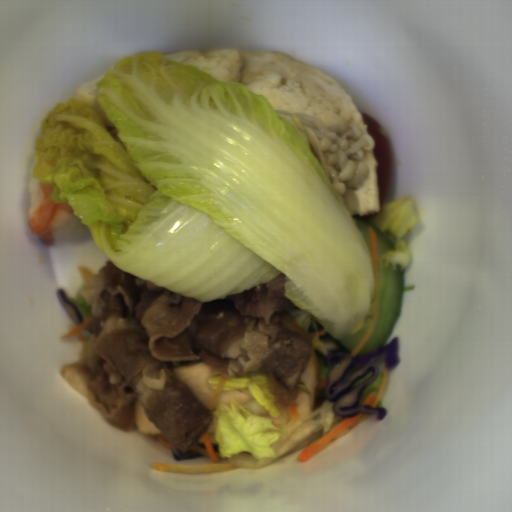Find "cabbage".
<instances>
[{
  "mask_svg": "<svg viewBox=\"0 0 512 512\" xmlns=\"http://www.w3.org/2000/svg\"><path fill=\"white\" fill-rule=\"evenodd\" d=\"M214 418L213 437L219 444L218 453L222 459L248 452L255 459L277 458L270 447L280 437L286 436L287 427H276L271 418L258 416L251 409L230 398V407L217 402L212 411Z\"/></svg>",
  "mask_w": 512,
  "mask_h": 512,
  "instance_id": "cabbage-2",
  "label": "cabbage"
},
{
  "mask_svg": "<svg viewBox=\"0 0 512 512\" xmlns=\"http://www.w3.org/2000/svg\"><path fill=\"white\" fill-rule=\"evenodd\" d=\"M341 421H343L342 417L334 412L333 403L323 401L320 407L312 409L309 416L299 417L298 420L293 419L284 424L286 435L279 437L269 445L277 457H265V460H258L249 452L242 451L231 458H224L222 462H230L237 465V469L244 470L270 466L293 452H302Z\"/></svg>",
  "mask_w": 512,
  "mask_h": 512,
  "instance_id": "cabbage-3",
  "label": "cabbage"
},
{
  "mask_svg": "<svg viewBox=\"0 0 512 512\" xmlns=\"http://www.w3.org/2000/svg\"><path fill=\"white\" fill-rule=\"evenodd\" d=\"M272 382L266 374H253L251 378L231 377V379H225L223 384V391H232L238 389L247 388L253 398L258 402L260 406H263L265 411H268L269 415L273 418H279L282 416V412L278 409L275 404L277 395L270 393L269 388H272Z\"/></svg>",
  "mask_w": 512,
  "mask_h": 512,
  "instance_id": "cabbage-5",
  "label": "cabbage"
},
{
  "mask_svg": "<svg viewBox=\"0 0 512 512\" xmlns=\"http://www.w3.org/2000/svg\"><path fill=\"white\" fill-rule=\"evenodd\" d=\"M85 100L48 110L32 179L54 184L117 269L199 302L280 273L340 340L364 325L372 253L297 128L268 98L164 52L124 57Z\"/></svg>",
  "mask_w": 512,
  "mask_h": 512,
  "instance_id": "cabbage-1",
  "label": "cabbage"
},
{
  "mask_svg": "<svg viewBox=\"0 0 512 512\" xmlns=\"http://www.w3.org/2000/svg\"><path fill=\"white\" fill-rule=\"evenodd\" d=\"M222 378L223 377L221 375H218V376H208L206 378V381H207L209 387L212 390H217L218 385H219L220 381L222 380Z\"/></svg>",
  "mask_w": 512,
  "mask_h": 512,
  "instance_id": "cabbage-6",
  "label": "cabbage"
},
{
  "mask_svg": "<svg viewBox=\"0 0 512 512\" xmlns=\"http://www.w3.org/2000/svg\"><path fill=\"white\" fill-rule=\"evenodd\" d=\"M381 232H391L395 235V250H390L378 258L379 268H388L397 271L407 269L411 260L409 246L404 242L405 235L418 223L413 198L404 196L401 200H394L383 205L378 215L370 221Z\"/></svg>",
  "mask_w": 512,
  "mask_h": 512,
  "instance_id": "cabbage-4",
  "label": "cabbage"
}]
</instances>
